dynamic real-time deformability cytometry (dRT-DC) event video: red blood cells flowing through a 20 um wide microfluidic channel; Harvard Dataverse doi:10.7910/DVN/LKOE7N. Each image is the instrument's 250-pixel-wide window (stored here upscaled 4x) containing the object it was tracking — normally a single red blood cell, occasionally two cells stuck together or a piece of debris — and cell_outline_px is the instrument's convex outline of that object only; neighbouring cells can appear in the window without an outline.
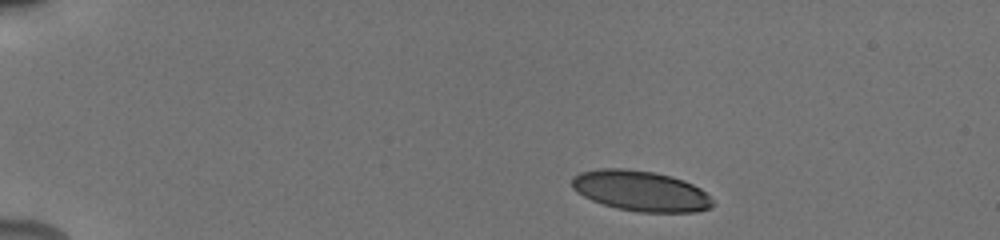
{"species": "human", "species_latin": "Homo sapiens", "temperature_condition": "cold", "stored_images_in_passage": 5, "camera_frame_rate_fps": 3000, "um_per_image_px": 0.085, "donor": {"sex": "male"}, "frame": {"image": 1, "passage_image": 1, "time_ms": 0.0, "image_size_px": [1000, 240], "cell_outline_px": [[712, 204], [708, 208], [696, 212], [636, 212], [616, 208], [592, 200], [576, 192], [572, 188], [572, 176], [580, 172], [600, 168], [624, 168], [656, 172], [672, 176], [684, 180], [700, 188], [712, 200]], "centroid_in_image_um": [54.42, 16.21], "position_along_channel_um": 30.6, "area_um2": 33.23}}
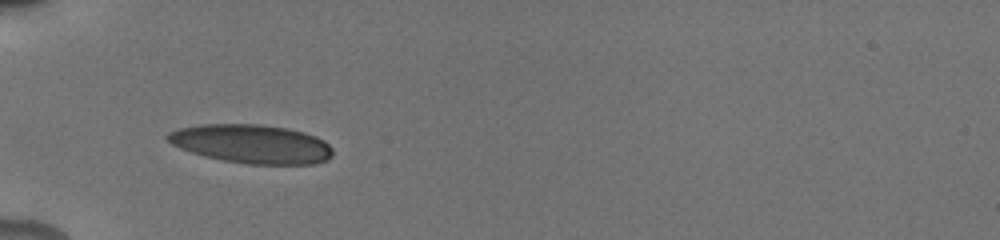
{"frame": {"image": 2, "passage_image": 4, "time_ms": 3.0, "image_size_px": [1000, 240], "cell_outline_px": [[332, 156], [328, 160], [312, 164], [248, 164], [224, 160], [204, 156], [180, 148], [172, 144], [164, 136], [168, 132], [180, 128], [200, 124], [260, 124], [288, 128], [304, 132], [316, 136], [324, 140], [332, 148]], "centroid_in_image_um": [21.4, 12.22], "position_along_channel_um": 63.6, "area_um2": 37.4}}